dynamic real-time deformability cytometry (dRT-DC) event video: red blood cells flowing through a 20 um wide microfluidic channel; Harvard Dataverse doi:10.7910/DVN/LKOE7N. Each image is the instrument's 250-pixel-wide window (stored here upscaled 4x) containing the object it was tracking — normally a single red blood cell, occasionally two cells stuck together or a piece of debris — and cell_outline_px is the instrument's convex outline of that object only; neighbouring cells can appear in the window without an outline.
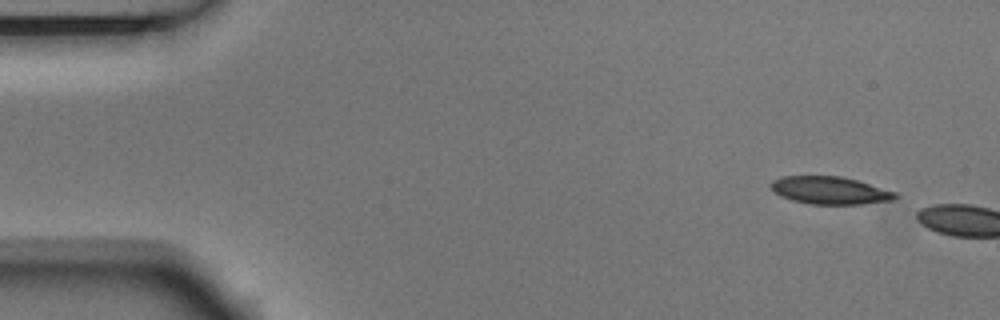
{"species": "Egyptian fruit bat (a non-hibernating species)", "species_latin": "Rousettus aegyptiacus", "temperature_condition": "room temperature", "stored_images_in_passage": 2, "camera_frame_rate_fps": 3000, "um_per_image_px": 0.085, "animal": {"sex": "male"}, "frame": {"image": 1, "passage_image": 1, "time_ms": 0.0, "image_size_px": [1000, 320], "cell_outline_px": [[900, 196], [892, 200], [860, 204], [812, 204], [792, 200], [780, 196], [772, 188], [772, 180], [784, 176], [840, 176], [856, 180], [896, 192]], "centroid_in_image_um": [70.56, 16.18], "position_along_channel_um": 14.4, "area_um2": 19.77}}